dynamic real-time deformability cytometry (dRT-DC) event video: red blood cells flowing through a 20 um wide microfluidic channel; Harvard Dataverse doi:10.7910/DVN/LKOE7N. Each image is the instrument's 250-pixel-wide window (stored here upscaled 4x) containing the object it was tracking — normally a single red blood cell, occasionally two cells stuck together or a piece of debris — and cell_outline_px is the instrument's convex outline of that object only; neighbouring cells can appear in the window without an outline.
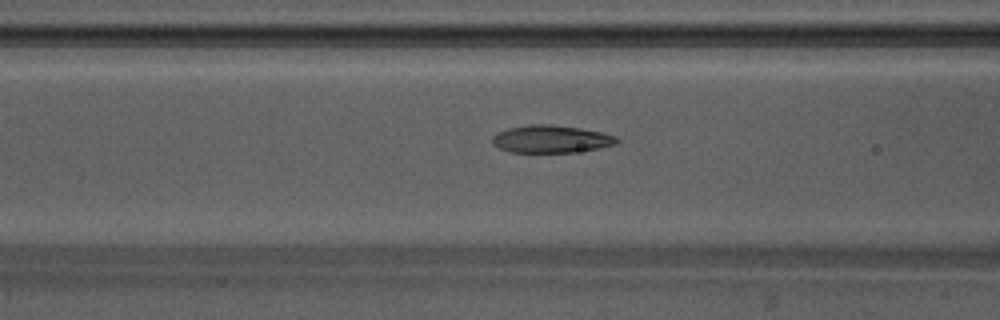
{"species": "Egyptian fruit bat (a non-hibernating species)", "species_latin": "Rousettus aegyptiacus", "temperature_condition": "warm", "stored_images_in_passage": 26, "camera_frame_rate_fps": 3000, "um_per_image_px": 0.085, "animal": {"sex": "male"}, "frame": {"image": 1, "passage_image": 11, "time_ms": 3.333, "image_size_px": [1000, 320], "cell_outline_px": [[620, 140], [616, 144], [596, 148], [572, 152], [512, 152], [500, 148], [492, 144], [492, 136], [508, 128], [528, 124], [552, 124], [580, 128], [600, 132], [616, 136]], "centroid_in_image_um": [46.83, 11.81], "position_along_channel_um": 119.8, "area_um2": 19.83}}
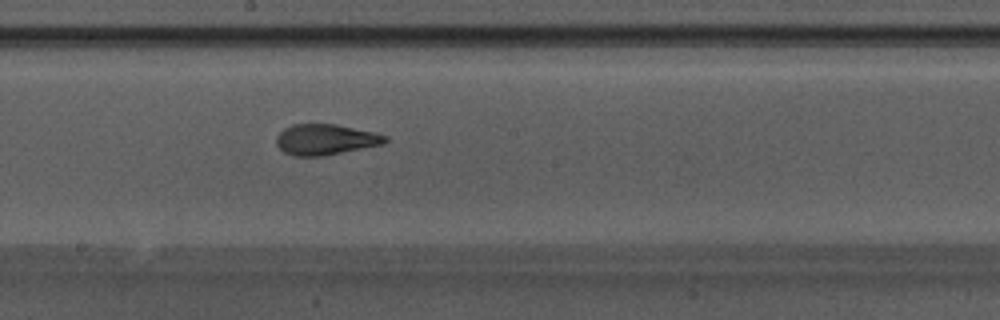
{"frame": {"image": 2, "passage_image": 19, "time_ms": 6.0, "image_size_px": [1000, 320], "cell_outline_px": [[388, 140], [384, 144], [324, 156], [292, 156], [284, 152], [276, 144], [276, 136], [284, 128], [292, 124], [336, 124], [376, 132], [388, 136]], "centroid_in_image_um": [27.68, 11.86], "position_along_channel_um": 220.5, "area_um2": 19.71}}
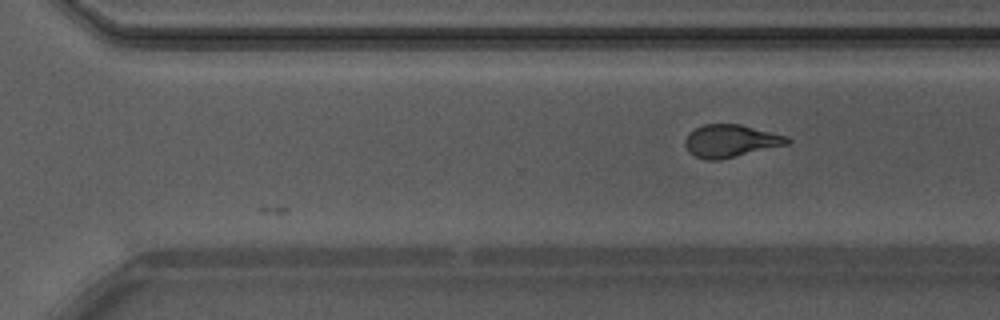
{"frame": {"image": 3, "passage_image": 26, "time_ms": 8.333, "image_size_px": [1000, 320], "cell_outline_px": [[792, 140], [788, 144], [720, 160], [708, 160], [696, 156], [688, 152], [684, 144], [684, 140], [688, 132], [704, 124], [740, 124], [788, 136]], "centroid_in_image_um": [62.09, 11.97], "position_along_channel_um": 308.5, "area_um2": 19.48}}